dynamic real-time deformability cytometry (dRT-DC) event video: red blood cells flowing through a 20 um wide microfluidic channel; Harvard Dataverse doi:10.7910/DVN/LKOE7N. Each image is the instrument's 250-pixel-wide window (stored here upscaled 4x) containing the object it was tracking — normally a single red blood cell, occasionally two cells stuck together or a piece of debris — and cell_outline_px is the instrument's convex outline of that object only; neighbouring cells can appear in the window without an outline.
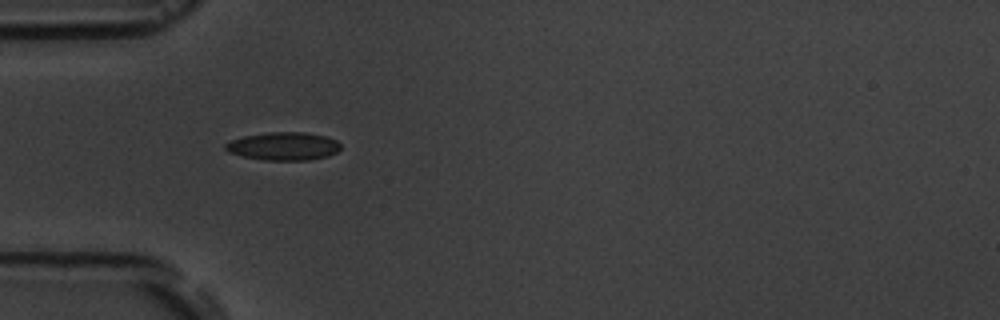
{"species": "common noctule bat (a hibernating species)", "species_latin": "Nyctalus noctula", "temperature_condition": "room temperature", "stored_images_in_passage": 2, "camera_frame_rate_fps": 3000, "um_per_image_px": 0.085, "animal": {"sex": "male", "body_mass_g": 19.5, "forearm_length_mm": 54.6}, "frame": {"image": 1, "passage_image": 1, "time_ms": 0.0, "image_size_px": [1000, 320], "cell_outline_px": [[340, 148], [336, 152], [328, 156], [308, 160], [264, 160], [240, 156], [228, 152], [224, 148], [224, 144], [232, 140], [244, 136], [268, 132], [304, 132], [324, 136], [336, 140], [340, 144]], "centroid_in_image_um": [24.07, 12.43], "position_along_channel_um": 60.9, "area_um2": 18.84}}
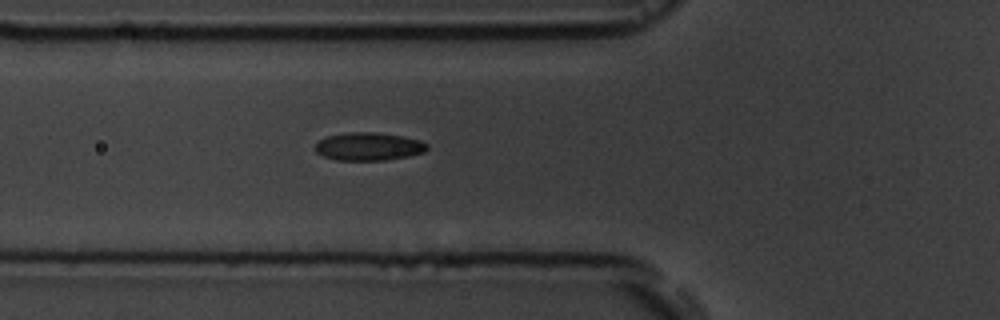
{"frame": {"image": 2, "passage_image": 2, "time_ms": 1.0, "image_size_px": [1000, 320], "cell_outline_px": [[428, 148], [424, 152], [408, 156], [384, 160], [336, 160], [324, 156], [316, 152], [316, 144], [320, 140], [328, 136], [348, 132], [376, 132], [404, 136], [420, 140], [428, 144]], "centroid_in_image_um": [31.36, 12.44], "position_along_channel_um": 94.4, "area_um2": 18.21}}